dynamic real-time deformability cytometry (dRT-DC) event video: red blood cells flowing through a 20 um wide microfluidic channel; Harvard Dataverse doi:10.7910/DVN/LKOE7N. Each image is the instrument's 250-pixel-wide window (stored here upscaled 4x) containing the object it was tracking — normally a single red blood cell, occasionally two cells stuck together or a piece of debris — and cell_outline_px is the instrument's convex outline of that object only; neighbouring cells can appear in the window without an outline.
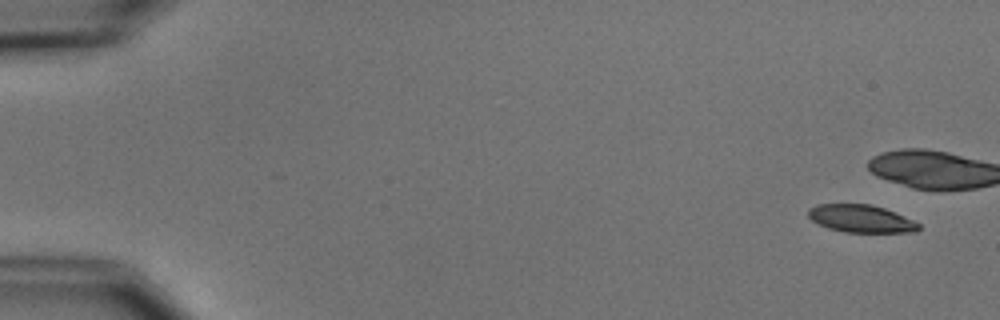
{"species": "common noctule bat (a hibernating species)", "species_latin": "Nyctalus noctula", "temperature_condition": "cold", "stored_images_in_passage": 6, "camera_frame_rate_fps": 3000, "um_per_image_px": 0.085, "animal": {"sex": "male", "body_mass_g": 15.6}, "frame": {"image": 1, "passage_image": 1, "time_ms": 0.0, "image_size_px": [1000, 320], "cell_outline_px": [[920, 228], [916, 232], [844, 232], [828, 228], [812, 220], [808, 216], [808, 208], [816, 204], [872, 204], [884, 208], [904, 216], [920, 224]], "centroid_in_image_um": [73.17, 18.58], "position_along_channel_um": 11.8, "area_um2": 17.74}}